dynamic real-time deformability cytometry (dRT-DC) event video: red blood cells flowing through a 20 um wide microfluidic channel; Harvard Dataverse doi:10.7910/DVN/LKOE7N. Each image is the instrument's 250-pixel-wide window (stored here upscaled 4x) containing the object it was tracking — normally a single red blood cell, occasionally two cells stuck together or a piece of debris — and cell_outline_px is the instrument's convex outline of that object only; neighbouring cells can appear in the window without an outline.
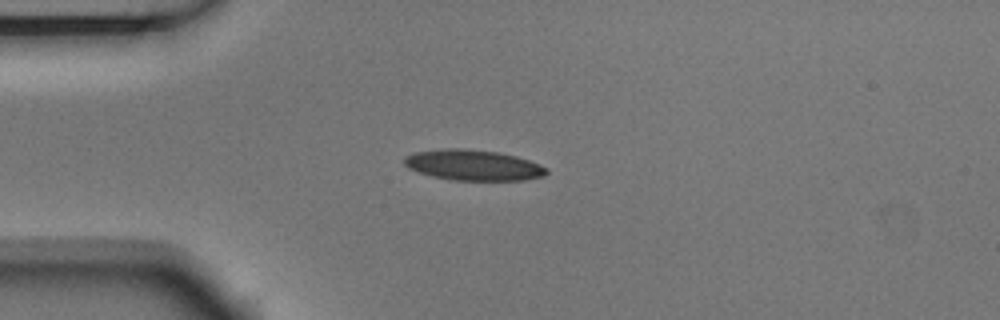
{"species": "Egyptian fruit bat (a non-hibernating species)", "species_latin": "Rousettus aegyptiacus", "temperature_condition": "room temperature", "stored_images_in_passage": 3, "camera_frame_rate_fps": 3000, "um_per_image_px": 0.085, "animal": {"sex": "male"}, "frame": {"image": 1, "passage_image": 1, "time_ms": 0.0, "image_size_px": [1000, 320], "cell_outline_px": [[548, 172], [544, 176], [524, 180], [452, 180], [432, 176], [408, 168], [404, 164], [404, 156], [416, 152], [444, 148], [464, 148], [496, 152], [516, 156], [528, 160], [548, 168]], "centroid_in_image_um": [40.22, 14.03], "position_along_channel_um": 44.8, "area_um2": 25.32}}
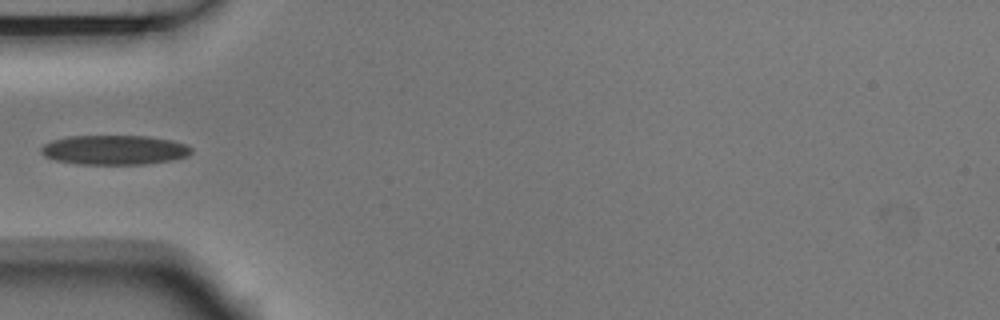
{"frame": {"image": 2, "passage_image": 2, "time_ms": 0.333, "image_size_px": [1000, 320], "cell_outline_px": [[192, 152], [188, 156], [172, 160], [144, 164], [76, 164], [56, 160], [44, 156], [40, 152], [40, 148], [44, 144], [52, 140], [68, 136], [148, 136], [172, 140], [184, 144], [192, 148]], "centroid_in_image_um": [9.71, 12.74], "position_along_channel_um": 75.3, "area_um2": 25.95}}
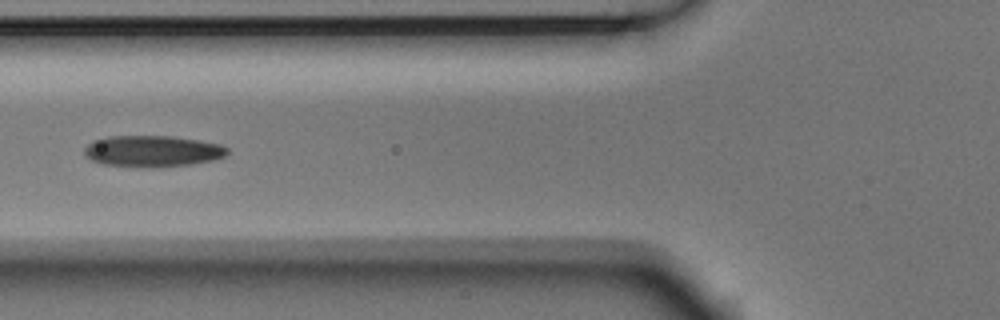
{"frame": {"image": 3, "passage_image": 3, "time_ms": 0.667, "image_size_px": [1000, 320], "cell_outline_px": [[228, 152], [224, 156], [212, 160], [188, 164], [100, 164], [84, 156], [84, 148], [92, 140], [108, 136], [172, 136], [220, 144], [228, 148]], "centroid_in_image_um": [12.92, 12.79], "position_along_channel_um": 112.9, "area_um2": 24.85}}